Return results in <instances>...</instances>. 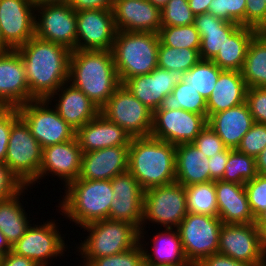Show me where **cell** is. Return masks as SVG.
I'll use <instances>...</instances> for the list:
<instances>
[{"mask_svg": "<svg viewBox=\"0 0 266 266\" xmlns=\"http://www.w3.org/2000/svg\"><path fill=\"white\" fill-rule=\"evenodd\" d=\"M30 2L36 7L42 4L67 3L68 0H30Z\"/></svg>", "mask_w": 266, "mask_h": 266, "instance_id": "59", "label": "cell"}, {"mask_svg": "<svg viewBox=\"0 0 266 266\" xmlns=\"http://www.w3.org/2000/svg\"><path fill=\"white\" fill-rule=\"evenodd\" d=\"M266 148V124L254 123L243 136L237 150L256 158Z\"/></svg>", "mask_w": 266, "mask_h": 266, "instance_id": "44", "label": "cell"}, {"mask_svg": "<svg viewBox=\"0 0 266 266\" xmlns=\"http://www.w3.org/2000/svg\"><path fill=\"white\" fill-rule=\"evenodd\" d=\"M49 105L52 104L43 99L29 101L18 107L20 118L42 148L72 140L76 134V131Z\"/></svg>", "mask_w": 266, "mask_h": 266, "instance_id": "11", "label": "cell"}, {"mask_svg": "<svg viewBox=\"0 0 266 266\" xmlns=\"http://www.w3.org/2000/svg\"><path fill=\"white\" fill-rule=\"evenodd\" d=\"M258 266H266V258Z\"/></svg>", "mask_w": 266, "mask_h": 266, "instance_id": "63", "label": "cell"}, {"mask_svg": "<svg viewBox=\"0 0 266 266\" xmlns=\"http://www.w3.org/2000/svg\"><path fill=\"white\" fill-rule=\"evenodd\" d=\"M42 153V146L19 118L11 127L4 163L26 187L39 175Z\"/></svg>", "mask_w": 266, "mask_h": 266, "instance_id": "9", "label": "cell"}, {"mask_svg": "<svg viewBox=\"0 0 266 266\" xmlns=\"http://www.w3.org/2000/svg\"><path fill=\"white\" fill-rule=\"evenodd\" d=\"M160 42L168 47L200 49L201 38L194 24L183 26H162Z\"/></svg>", "mask_w": 266, "mask_h": 266, "instance_id": "40", "label": "cell"}, {"mask_svg": "<svg viewBox=\"0 0 266 266\" xmlns=\"http://www.w3.org/2000/svg\"><path fill=\"white\" fill-rule=\"evenodd\" d=\"M246 91L247 86L241 71L223 70L207 99V118L214 113L245 103Z\"/></svg>", "mask_w": 266, "mask_h": 266, "instance_id": "29", "label": "cell"}, {"mask_svg": "<svg viewBox=\"0 0 266 266\" xmlns=\"http://www.w3.org/2000/svg\"><path fill=\"white\" fill-rule=\"evenodd\" d=\"M250 210L256 218L266 209V176L258 174L244 184Z\"/></svg>", "mask_w": 266, "mask_h": 266, "instance_id": "45", "label": "cell"}, {"mask_svg": "<svg viewBox=\"0 0 266 266\" xmlns=\"http://www.w3.org/2000/svg\"><path fill=\"white\" fill-rule=\"evenodd\" d=\"M189 213L218 217V205L214 181L185 186Z\"/></svg>", "mask_w": 266, "mask_h": 266, "instance_id": "36", "label": "cell"}, {"mask_svg": "<svg viewBox=\"0 0 266 266\" xmlns=\"http://www.w3.org/2000/svg\"><path fill=\"white\" fill-rule=\"evenodd\" d=\"M255 123L266 124V87H250L245 100Z\"/></svg>", "mask_w": 266, "mask_h": 266, "instance_id": "47", "label": "cell"}, {"mask_svg": "<svg viewBox=\"0 0 266 266\" xmlns=\"http://www.w3.org/2000/svg\"><path fill=\"white\" fill-rule=\"evenodd\" d=\"M11 50L4 42L3 37L0 30V52Z\"/></svg>", "mask_w": 266, "mask_h": 266, "instance_id": "62", "label": "cell"}, {"mask_svg": "<svg viewBox=\"0 0 266 266\" xmlns=\"http://www.w3.org/2000/svg\"><path fill=\"white\" fill-rule=\"evenodd\" d=\"M112 10L117 31L159 34L161 9L149 0H115Z\"/></svg>", "mask_w": 266, "mask_h": 266, "instance_id": "22", "label": "cell"}, {"mask_svg": "<svg viewBox=\"0 0 266 266\" xmlns=\"http://www.w3.org/2000/svg\"><path fill=\"white\" fill-rule=\"evenodd\" d=\"M222 71L212 60L201 59L189 71L183 73L181 79L190 84L207 101Z\"/></svg>", "mask_w": 266, "mask_h": 266, "instance_id": "37", "label": "cell"}, {"mask_svg": "<svg viewBox=\"0 0 266 266\" xmlns=\"http://www.w3.org/2000/svg\"><path fill=\"white\" fill-rule=\"evenodd\" d=\"M35 9L30 0H0V30L11 50L35 36Z\"/></svg>", "mask_w": 266, "mask_h": 266, "instance_id": "16", "label": "cell"}, {"mask_svg": "<svg viewBox=\"0 0 266 266\" xmlns=\"http://www.w3.org/2000/svg\"><path fill=\"white\" fill-rule=\"evenodd\" d=\"M110 181L113 200L108 219L131 223L140 231L143 219V188L129 171L116 175Z\"/></svg>", "mask_w": 266, "mask_h": 266, "instance_id": "18", "label": "cell"}, {"mask_svg": "<svg viewBox=\"0 0 266 266\" xmlns=\"http://www.w3.org/2000/svg\"><path fill=\"white\" fill-rule=\"evenodd\" d=\"M199 50L168 47L160 42L157 57L158 67L177 71L182 75L201 60Z\"/></svg>", "mask_w": 266, "mask_h": 266, "instance_id": "38", "label": "cell"}, {"mask_svg": "<svg viewBox=\"0 0 266 266\" xmlns=\"http://www.w3.org/2000/svg\"><path fill=\"white\" fill-rule=\"evenodd\" d=\"M229 148L215 154L209 160V173L213 181L221 180L225 171L226 163L228 162Z\"/></svg>", "mask_w": 266, "mask_h": 266, "instance_id": "51", "label": "cell"}, {"mask_svg": "<svg viewBox=\"0 0 266 266\" xmlns=\"http://www.w3.org/2000/svg\"><path fill=\"white\" fill-rule=\"evenodd\" d=\"M187 214L183 185L174 182L150 188L144 191L143 219L139 232H144L147 221L164 228H177Z\"/></svg>", "mask_w": 266, "mask_h": 266, "instance_id": "7", "label": "cell"}, {"mask_svg": "<svg viewBox=\"0 0 266 266\" xmlns=\"http://www.w3.org/2000/svg\"><path fill=\"white\" fill-rule=\"evenodd\" d=\"M255 29L239 26L229 37L212 61L222 70L241 71L244 65L248 45Z\"/></svg>", "mask_w": 266, "mask_h": 266, "instance_id": "32", "label": "cell"}, {"mask_svg": "<svg viewBox=\"0 0 266 266\" xmlns=\"http://www.w3.org/2000/svg\"><path fill=\"white\" fill-rule=\"evenodd\" d=\"M181 78L182 75L177 71L156 67L148 74L127 79L123 85L154 112L160 107L164 97L172 93Z\"/></svg>", "mask_w": 266, "mask_h": 266, "instance_id": "21", "label": "cell"}, {"mask_svg": "<svg viewBox=\"0 0 266 266\" xmlns=\"http://www.w3.org/2000/svg\"><path fill=\"white\" fill-rule=\"evenodd\" d=\"M158 109H183L199 115H204L207 118L206 99L182 79L174 87L172 93L164 97Z\"/></svg>", "mask_w": 266, "mask_h": 266, "instance_id": "35", "label": "cell"}, {"mask_svg": "<svg viewBox=\"0 0 266 266\" xmlns=\"http://www.w3.org/2000/svg\"><path fill=\"white\" fill-rule=\"evenodd\" d=\"M218 253L252 266H258L266 258L261 249L259 229L255 223H223Z\"/></svg>", "mask_w": 266, "mask_h": 266, "instance_id": "17", "label": "cell"}, {"mask_svg": "<svg viewBox=\"0 0 266 266\" xmlns=\"http://www.w3.org/2000/svg\"><path fill=\"white\" fill-rule=\"evenodd\" d=\"M245 27L266 32V1L246 0Z\"/></svg>", "mask_w": 266, "mask_h": 266, "instance_id": "49", "label": "cell"}, {"mask_svg": "<svg viewBox=\"0 0 266 266\" xmlns=\"http://www.w3.org/2000/svg\"><path fill=\"white\" fill-rule=\"evenodd\" d=\"M214 184L218 205V217L223 223H255L244 185L222 180L214 181Z\"/></svg>", "mask_w": 266, "mask_h": 266, "instance_id": "26", "label": "cell"}, {"mask_svg": "<svg viewBox=\"0 0 266 266\" xmlns=\"http://www.w3.org/2000/svg\"><path fill=\"white\" fill-rule=\"evenodd\" d=\"M82 155L83 152L76 136L67 142L43 148L39 175L29 187L45 178L47 174L48 176H51L49 174L55 175L59 180H63L66 187L70 182L79 178Z\"/></svg>", "mask_w": 266, "mask_h": 266, "instance_id": "19", "label": "cell"}, {"mask_svg": "<svg viewBox=\"0 0 266 266\" xmlns=\"http://www.w3.org/2000/svg\"><path fill=\"white\" fill-rule=\"evenodd\" d=\"M109 121L123 128L131 137L150 136L153 111L121 84L100 109Z\"/></svg>", "mask_w": 266, "mask_h": 266, "instance_id": "10", "label": "cell"}, {"mask_svg": "<svg viewBox=\"0 0 266 266\" xmlns=\"http://www.w3.org/2000/svg\"><path fill=\"white\" fill-rule=\"evenodd\" d=\"M19 118L18 108L0 107V163L5 162L11 127Z\"/></svg>", "mask_w": 266, "mask_h": 266, "instance_id": "48", "label": "cell"}, {"mask_svg": "<svg viewBox=\"0 0 266 266\" xmlns=\"http://www.w3.org/2000/svg\"><path fill=\"white\" fill-rule=\"evenodd\" d=\"M211 1L212 0H188V3L192 13L196 16L207 13Z\"/></svg>", "mask_w": 266, "mask_h": 266, "instance_id": "55", "label": "cell"}, {"mask_svg": "<svg viewBox=\"0 0 266 266\" xmlns=\"http://www.w3.org/2000/svg\"><path fill=\"white\" fill-rule=\"evenodd\" d=\"M176 182L190 186L213 181L209 173V160L193 143L176 146Z\"/></svg>", "mask_w": 266, "mask_h": 266, "instance_id": "31", "label": "cell"}, {"mask_svg": "<svg viewBox=\"0 0 266 266\" xmlns=\"http://www.w3.org/2000/svg\"><path fill=\"white\" fill-rule=\"evenodd\" d=\"M193 24L201 38L199 55L203 60H212L222 49L226 37L240 26L238 23L228 22L208 12L196 15Z\"/></svg>", "mask_w": 266, "mask_h": 266, "instance_id": "30", "label": "cell"}, {"mask_svg": "<svg viewBox=\"0 0 266 266\" xmlns=\"http://www.w3.org/2000/svg\"><path fill=\"white\" fill-rule=\"evenodd\" d=\"M25 187L5 163H0V202L12 198Z\"/></svg>", "mask_w": 266, "mask_h": 266, "instance_id": "50", "label": "cell"}, {"mask_svg": "<svg viewBox=\"0 0 266 266\" xmlns=\"http://www.w3.org/2000/svg\"><path fill=\"white\" fill-rule=\"evenodd\" d=\"M129 146H115L83 153L79 179L111 180L128 171Z\"/></svg>", "mask_w": 266, "mask_h": 266, "instance_id": "23", "label": "cell"}, {"mask_svg": "<svg viewBox=\"0 0 266 266\" xmlns=\"http://www.w3.org/2000/svg\"><path fill=\"white\" fill-rule=\"evenodd\" d=\"M24 63L30 101L47 99L69 80L71 51L34 36L16 49Z\"/></svg>", "mask_w": 266, "mask_h": 266, "instance_id": "1", "label": "cell"}, {"mask_svg": "<svg viewBox=\"0 0 266 266\" xmlns=\"http://www.w3.org/2000/svg\"><path fill=\"white\" fill-rule=\"evenodd\" d=\"M246 0H212L208 13L231 23L245 26Z\"/></svg>", "mask_w": 266, "mask_h": 266, "instance_id": "43", "label": "cell"}, {"mask_svg": "<svg viewBox=\"0 0 266 266\" xmlns=\"http://www.w3.org/2000/svg\"><path fill=\"white\" fill-rule=\"evenodd\" d=\"M9 251H12V246L6 239V236L0 231V255L4 256Z\"/></svg>", "mask_w": 266, "mask_h": 266, "instance_id": "58", "label": "cell"}, {"mask_svg": "<svg viewBox=\"0 0 266 266\" xmlns=\"http://www.w3.org/2000/svg\"><path fill=\"white\" fill-rule=\"evenodd\" d=\"M176 145L152 136L133 137L128 171L144 191L176 182Z\"/></svg>", "mask_w": 266, "mask_h": 266, "instance_id": "3", "label": "cell"}, {"mask_svg": "<svg viewBox=\"0 0 266 266\" xmlns=\"http://www.w3.org/2000/svg\"><path fill=\"white\" fill-rule=\"evenodd\" d=\"M146 231L139 232V242L144 251L145 264L152 266H192L184 253L182 242L177 228H165L154 235L152 241V251L149 253L144 245L149 244L144 241ZM145 242L146 244H144Z\"/></svg>", "mask_w": 266, "mask_h": 266, "instance_id": "28", "label": "cell"}, {"mask_svg": "<svg viewBox=\"0 0 266 266\" xmlns=\"http://www.w3.org/2000/svg\"><path fill=\"white\" fill-rule=\"evenodd\" d=\"M255 224H266V209L255 218Z\"/></svg>", "mask_w": 266, "mask_h": 266, "instance_id": "60", "label": "cell"}, {"mask_svg": "<svg viewBox=\"0 0 266 266\" xmlns=\"http://www.w3.org/2000/svg\"><path fill=\"white\" fill-rule=\"evenodd\" d=\"M53 99L55 100L54 102L57 101L53 105V108L75 131L100 113V109L80 89L69 83V81L64 83L46 100L52 103Z\"/></svg>", "mask_w": 266, "mask_h": 266, "instance_id": "24", "label": "cell"}, {"mask_svg": "<svg viewBox=\"0 0 266 266\" xmlns=\"http://www.w3.org/2000/svg\"><path fill=\"white\" fill-rule=\"evenodd\" d=\"M223 222L219 217L189 213L178 225L183 250L188 262L196 266L202 259L218 253Z\"/></svg>", "mask_w": 266, "mask_h": 266, "instance_id": "8", "label": "cell"}, {"mask_svg": "<svg viewBox=\"0 0 266 266\" xmlns=\"http://www.w3.org/2000/svg\"><path fill=\"white\" fill-rule=\"evenodd\" d=\"M207 125V118L183 109H157L153 112L150 136L174 145L193 143Z\"/></svg>", "mask_w": 266, "mask_h": 266, "instance_id": "14", "label": "cell"}, {"mask_svg": "<svg viewBox=\"0 0 266 266\" xmlns=\"http://www.w3.org/2000/svg\"><path fill=\"white\" fill-rule=\"evenodd\" d=\"M75 136L83 153L115 146H130L132 140L130 134L101 113L80 127Z\"/></svg>", "mask_w": 266, "mask_h": 266, "instance_id": "25", "label": "cell"}, {"mask_svg": "<svg viewBox=\"0 0 266 266\" xmlns=\"http://www.w3.org/2000/svg\"><path fill=\"white\" fill-rule=\"evenodd\" d=\"M154 6L159 7L162 9L169 0H149Z\"/></svg>", "mask_w": 266, "mask_h": 266, "instance_id": "61", "label": "cell"}, {"mask_svg": "<svg viewBox=\"0 0 266 266\" xmlns=\"http://www.w3.org/2000/svg\"><path fill=\"white\" fill-rule=\"evenodd\" d=\"M29 101L30 89L19 52H0V107L18 108Z\"/></svg>", "mask_w": 266, "mask_h": 266, "instance_id": "20", "label": "cell"}, {"mask_svg": "<svg viewBox=\"0 0 266 266\" xmlns=\"http://www.w3.org/2000/svg\"><path fill=\"white\" fill-rule=\"evenodd\" d=\"M257 175L256 158L239 152L237 149L229 148L228 162L225 166L222 181L244 185Z\"/></svg>", "mask_w": 266, "mask_h": 266, "instance_id": "39", "label": "cell"}, {"mask_svg": "<svg viewBox=\"0 0 266 266\" xmlns=\"http://www.w3.org/2000/svg\"><path fill=\"white\" fill-rule=\"evenodd\" d=\"M194 18L188 0H169L161 9V27L190 25Z\"/></svg>", "mask_w": 266, "mask_h": 266, "instance_id": "42", "label": "cell"}, {"mask_svg": "<svg viewBox=\"0 0 266 266\" xmlns=\"http://www.w3.org/2000/svg\"><path fill=\"white\" fill-rule=\"evenodd\" d=\"M241 73L247 88L266 87V32H257L250 41Z\"/></svg>", "mask_w": 266, "mask_h": 266, "instance_id": "34", "label": "cell"}, {"mask_svg": "<svg viewBox=\"0 0 266 266\" xmlns=\"http://www.w3.org/2000/svg\"><path fill=\"white\" fill-rule=\"evenodd\" d=\"M75 11L82 10H112L115 0H68L67 2Z\"/></svg>", "mask_w": 266, "mask_h": 266, "instance_id": "52", "label": "cell"}, {"mask_svg": "<svg viewBox=\"0 0 266 266\" xmlns=\"http://www.w3.org/2000/svg\"><path fill=\"white\" fill-rule=\"evenodd\" d=\"M196 266H252L251 264L237 261L229 256L215 253L202 259Z\"/></svg>", "mask_w": 266, "mask_h": 266, "instance_id": "53", "label": "cell"}, {"mask_svg": "<svg viewBox=\"0 0 266 266\" xmlns=\"http://www.w3.org/2000/svg\"><path fill=\"white\" fill-rule=\"evenodd\" d=\"M254 123L246 102L214 113L207 118V124L230 149H237L243 136Z\"/></svg>", "mask_w": 266, "mask_h": 266, "instance_id": "27", "label": "cell"}, {"mask_svg": "<svg viewBox=\"0 0 266 266\" xmlns=\"http://www.w3.org/2000/svg\"><path fill=\"white\" fill-rule=\"evenodd\" d=\"M89 234L77 246L84 259H95L122 253L139 242V230L125 221L104 219L83 227Z\"/></svg>", "mask_w": 266, "mask_h": 266, "instance_id": "6", "label": "cell"}, {"mask_svg": "<svg viewBox=\"0 0 266 266\" xmlns=\"http://www.w3.org/2000/svg\"><path fill=\"white\" fill-rule=\"evenodd\" d=\"M0 266H38L30 258L20 256L12 251L1 257Z\"/></svg>", "mask_w": 266, "mask_h": 266, "instance_id": "54", "label": "cell"}, {"mask_svg": "<svg viewBox=\"0 0 266 266\" xmlns=\"http://www.w3.org/2000/svg\"><path fill=\"white\" fill-rule=\"evenodd\" d=\"M159 34L117 31L112 53L121 84L127 79L150 73L158 67Z\"/></svg>", "mask_w": 266, "mask_h": 266, "instance_id": "5", "label": "cell"}, {"mask_svg": "<svg viewBox=\"0 0 266 266\" xmlns=\"http://www.w3.org/2000/svg\"><path fill=\"white\" fill-rule=\"evenodd\" d=\"M68 81L101 109L121 85L112 51H71Z\"/></svg>", "mask_w": 266, "mask_h": 266, "instance_id": "2", "label": "cell"}, {"mask_svg": "<svg viewBox=\"0 0 266 266\" xmlns=\"http://www.w3.org/2000/svg\"><path fill=\"white\" fill-rule=\"evenodd\" d=\"M35 11V36L74 51L77 41L76 11L68 3L42 4L36 6Z\"/></svg>", "mask_w": 266, "mask_h": 266, "instance_id": "12", "label": "cell"}, {"mask_svg": "<svg viewBox=\"0 0 266 266\" xmlns=\"http://www.w3.org/2000/svg\"><path fill=\"white\" fill-rule=\"evenodd\" d=\"M75 50H112L116 27L113 10L76 11Z\"/></svg>", "mask_w": 266, "mask_h": 266, "instance_id": "15", "label": "cell"}, {"mask_svg": "<svg viewBox=\"0 0 266 266\" xmlns=\"http://www.w3.org/2000/svg\"><path fill=\"white\" fill-rule=\"evenodd\" d=\"M256 168L258 174L266 176V148L256 157Z\"/></svg>", "mask_w": 266, "mask_h": 266, "instance_id": "56", "label": "cell"}, {"mask_svg": "<svg viewBox=\"0 0 266 266\" xmlns=\"http://www.w3.org/2000/svg\"><path fill=\"white\" fill-rule=\"evenodd\" d=\"M28 188L30 187L27 186L12 198L0 202V231L6 236L11 246L25 234L31 225L27 218V212L19 201L22 193Z\"/></svg>", "mask_w": 266, "mask_h": 266, "instance_id": "33", "label": "cell"}, {"mask_svg": "<svg viewBox=\"0 0 266 266\" xmlns=\"http://www.w3.org/2000/svg\"><path fill=\"white\" fill-rule=\"evenodd\" d=\"M259 229L261 249L266 256V224H255Z\"/></svg>", "mask_w": 266, "mask_h": 266, "instance_id": "57", "label": "cell"}, {"mask_svg": "<svg viewBox=\"0 0 266 266\" xmlns=\"http://www.w3.org/2000/svg\"><path fill=\"white\" fill-rule=\"evenodd\" d=\"M55 222L50 220L41 225L31 224L25 234L12 246V252L30 258L38 266H48L50 258L63 256L68 247Z\"/></svg>", "mask_w": 266, "mask_h": 266, "instance_id": "13", "label": "cell"}, {"mask_svg": "<svg viewBox=\"0 0 266 266\" xmlns=\"http://www.w3.org/2000/svg\"><path fill=\"white\" fill-rule=\"evenodd\" d=\"M60 202L62 216L77 226L109 218L110 205L113 200V189L110 180L77 179L65 188ZM64 214V215H63Z\"/></svg>", "mask_w": 266, "mask_h": 266, "instance_id": "4", "label": "cell"}, {"mask_svg": "<svg viewBox=\"0 0 266 266\" xmlns=\"http://www.w3.org/2000/svg\"><path fill=\"white\" fill-rule=\"evenodd\" d=\"M79 266H144V251L138 242L134 247L122 253L95 259H83ZM78 266V265H77Z\"/></svg>", "mask_w": 266, "mask_h": 266, "instance_id": "41", "label": "cell"}, {"mask_svg": "<svg viewBox=\"0 0 266 266\" xmlns=\"http://www.w3.org/2000/svg\"><path fill=\"white\" fill-rule=\"evenodd\" d=\"M193 144L205 155L206 158L214 157L215 154H218L227 148L216 132L208 124L201 130Z\"/></svg>", "mask_w": 266, "mask_h": 266, "instance_id": "46", "label": "cell"}]
</instances>
